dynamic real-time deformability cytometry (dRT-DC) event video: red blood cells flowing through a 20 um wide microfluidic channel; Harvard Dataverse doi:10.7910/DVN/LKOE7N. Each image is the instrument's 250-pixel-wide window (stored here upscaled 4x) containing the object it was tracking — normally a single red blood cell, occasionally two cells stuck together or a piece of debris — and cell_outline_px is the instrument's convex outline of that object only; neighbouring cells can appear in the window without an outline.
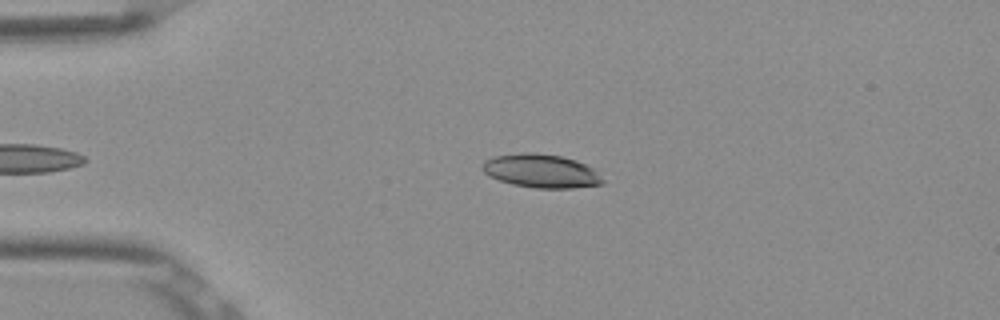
{"species": "Egyptian fruit bat (a non-hibernating species)", "species_latin": "Rousettus aegyptiacus", "temperature_condition": "room temperature", "stored_images_in_passage": 41, "camera_frame_rate_fps": 3000, "um_per_image_px": 0.085, "frame": {"image": 1, "passage_image": 6, "time_ms": 1.667, "image_size_px": [1000, 320], "cell_outline_px": [[604, 184], [572, 188], [536, 188], [512, 184], [488, 176], [480, 168], [484, 160], [492, 156], [524, 152], [536, 152], [560, 156], [576, 160], [596, 168], [604, 180]], "centroid_in_image_um": [46.01, 14.52], "position_along_channel_um": 39.0, "area_um2": 23.93}}
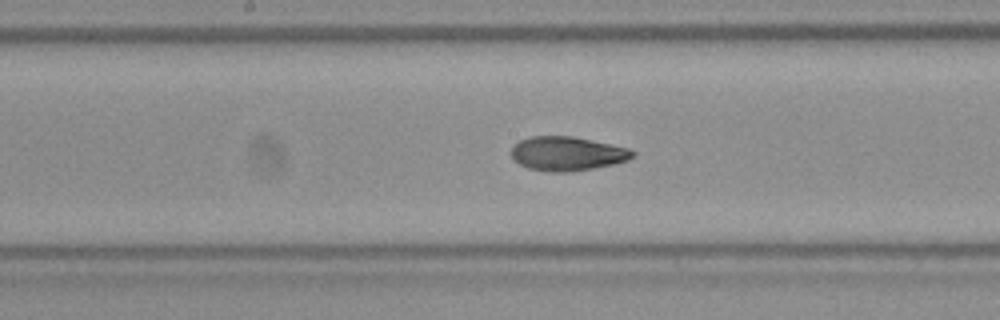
{"frame": {"image": 2, "passage_image": 21, "time_ms": 6.667, "image_size_px": [1000, 320], "cell_outline_px": [[636, 156], [628, 160], [612, 164], [592, 168], [568, 172], [548, 172], [528, 168], [512, 160], [508, 152], [512, 144], [528, 136], [572, 136], [592, 140], [628, 148], [636, 152]], "centroid_in_image_um": [48.14, 13.05], "position_along_channel_um": 200.1, "area_um2": 24.45}}
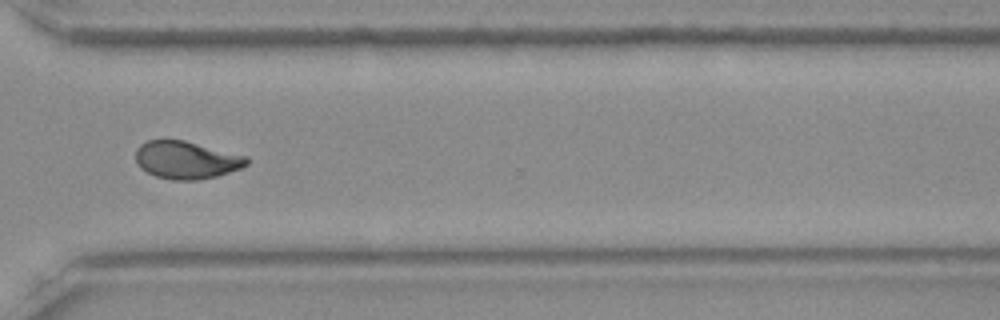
{"frame": {"image": 3, "passage_image": 33, "time_ms": 10.667, "image_size_px": [1000, 320], "cell_outline_px": [[248, 164], [240, 168], [216, 176], [196, 180], [172, 180], [156, 176], [140, 168], [136, 164], [136, 148], [140, 144], [148, 140], [184, 140], [248, 156]], "centroid_in_image_um": [15.82, 13.59], "position_along_channel_um": 354.8, "area_um2": 24.33}, "authors_computed_cell_mechanics": {"area_um2": 23.8136, "velocity_mm_per_s": 3.874, "shape_relaxation_time_tau1_ms": 4.8944, "shape_relaxation_time_tau2_ms": 1.4544, "deformation_change_tau1": 0.1783, "deformation_change_tau2": 0.0736}}